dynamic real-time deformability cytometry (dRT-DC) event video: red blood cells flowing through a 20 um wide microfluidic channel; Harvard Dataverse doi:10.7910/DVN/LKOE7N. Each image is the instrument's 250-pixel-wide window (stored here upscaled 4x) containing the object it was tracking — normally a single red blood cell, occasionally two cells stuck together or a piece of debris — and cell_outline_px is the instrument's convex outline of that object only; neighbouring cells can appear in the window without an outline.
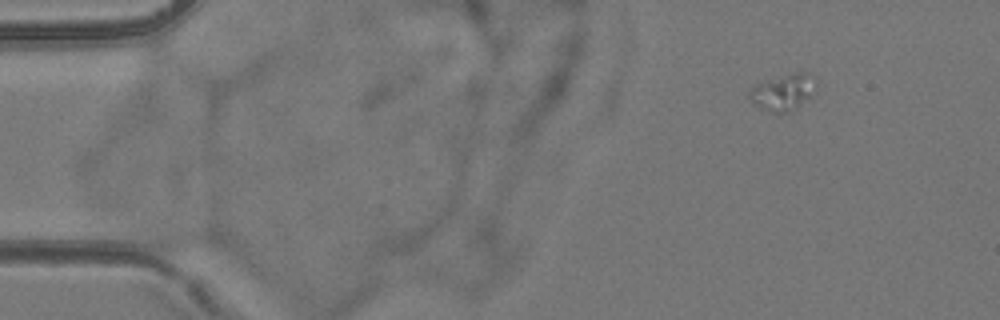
{"species": "common noctule bat (a hibernating species)", "species_latin": "Nyctalus noctula", "temperature_condition": "room temperature", "stored_images_in_passage": 3, "camera_frame_rate_fps": 3000, "um_per_image_px": 0.085, "animal": {"sex": "female", "body_mass_g": 24.6, "forearm_length_mm": 56.2}, "frame": {"image": 1, "passage_image": 1, "time_ms": 0.0, "image_size_px": [1000, 320], "cell_outline_px": [[816, 92], [812, 96], [788, 112], [776, 112], [760, 108], [748, 96], [748, 92], [756, 84], [768, 80], [796, 72], [808, 72], [816, 76]], "centroid_in_image_um": [66.64, 7.8], "position_along_channel_um": 18.4, "area_um2": 13.93}}